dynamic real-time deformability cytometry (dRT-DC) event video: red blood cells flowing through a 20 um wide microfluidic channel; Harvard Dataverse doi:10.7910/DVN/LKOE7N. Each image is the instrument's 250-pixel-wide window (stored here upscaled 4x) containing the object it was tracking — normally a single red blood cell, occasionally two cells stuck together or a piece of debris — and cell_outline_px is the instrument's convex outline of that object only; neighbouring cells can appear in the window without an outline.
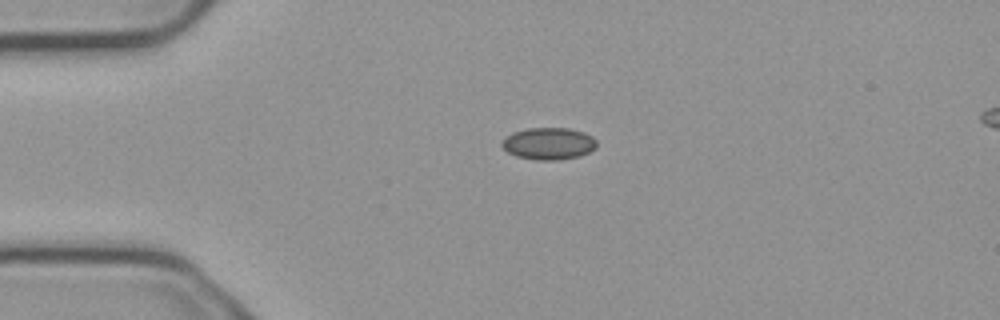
{"species": "common noctule bat (a hibernating species)", "species_latin": "Nyctalus noctula", "temperature_condition": "cold", "stored_images_in_passage": 3, "segment_of_instrument_passage": [1, 2], "camera_frame_rate_fps": 3000, "um_per_image_px": 0.085, "animal": {"sex": "male", "body_mass_g": 23.1, "forearm_length_mm": 52.7}, "frame": {"image": 1, "passage_image": 1, "time_ms": 0.0, "image_size_px": [1000, 320], "cell_outline_px": [[596, 148], [580, 156], [560, 160], [536, 160], [516, 156], [508, 152], [500, 144], [504, 136], [512, 132], [528, 128], [568, 128], [584, 132], [592, 136], [596, 140]], "centroid_in_image_um": [46.62, 12.2], "position_along_channel_um": 38.4, "area_um2": 17.86}}